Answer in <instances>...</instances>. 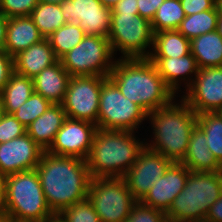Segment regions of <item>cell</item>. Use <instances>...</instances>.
<instances>
[{"mask_svg": "<svg viewBox=\"0 0 222 222\" xmlns=\"http://www.w3.org/2000/svg\"><path fill=\"white\" fill-rule=\"evenodd\" d=\"M35 170L54 214L87 198L91 176L85 159L44 151Z\"/></svg>", "mask_w": 222, "mask_h": 222, "instance_id": "obj_1", "label": "cell"}, {"mask_svg": "<svg viewBox=\"0 0 222 222\" xmlns=\"http://www.w3.org/2000/svg\"><path fill=\"white\" fill-rule=\"evenodd\" d=\"M108 77L147 114L168 106L176 96L149 58L117 59Z\"/></svg>", "mask_w": 222, "mask_h": 222, "instance_id": "obj_2", "label": "cell"}, {"mask_svg": "<svg viewBox=\"0 0 222 222\" xmlns=\"http://www.w3.org/2000/svg\"><path fill=\"white\" fill-rule=\"evenodd\" d=\"M133 134V131L97 129L86 159L91 178L123 177L146 147Z\"/></svg>", "mask_w": 222, "mask_h": 222, "instance_id": "obj_3", "label": "cell"}, {"mask_svg": "<svg viewBox=\"0 0 222 222\" xmlns=\"http://www.w3.org/2000/svg\"><path fill=\"white\" fill-rule=\"evenodd\" d=\"M180 101L181 105L172 101L147 114L153 125L154 140L152 144L146 142V147L174 163L184 159L190 134L197 124V114L183 99Z\"/></svg>", "mask_w": 222, "mask_h": 222, "instance_id": "obj_4", "label": "cell"}, {"mask_svg": "<svg viewBox=\"0 0 222 222\" xmlns=\"http://www.w3.org/2000/svg\"><path fill=\"white\" fill-rule=\"evenodd\" d=\"M0 212L13 222H45L54 214L46 203L35 169L5 176Z\"/></svg>", "mask_w": 222, "mask_h": 222, "instance_id": "obj_5", "label": "cell"}, {"mask_svg": "<svg viewBox=\"0 0 222 222\" xmlns=\"http://www.w3.org/2000/svg\"><path fill=\"white\" fill-rule=\"evenodd\" d=\"M222 195V172L190 171L184 189L165 212L173 222H204L211 205Z\"/></svg>", "mask_w": 222, "mask_h": 222, "instance_id": "obj_6", "label": "cell"}, {"mask_svg": "<svg viewBox=\"0 0 222 222\" xmlns=\"http://www.w3.org/2000/svg\"><path fill=\"white\" fill-rule=\"evenodd\" d=\"M154 33L151 22L139 14H111L108 40L112 49L121 51V58H148L153 46Z\"/></svg>", "mask_w": 222, "mask_h": 222, "instance_id": "obj_7", "label": "cell"}, {"mask_svg": "<svg viewBox=\"0 0 222 222\" xmlns=\"http://www.w3.org/2000/svg\"><path fill=\"white\" fill-rule=\"evenodd\" d=\"M147 113L126 98L117 85L107 77L101 85L97 128L135 132Z\"/></svg>", "mask_w": 222, "mask_h": 222, "instance_id": "obj_8", "label": "cell"}, {"mask_svg": "<svg viewBox=\"0 0 222 222\" xmlns=\"http://www.w3.org/2000/svg\"><path fill=\"white\" fill-rule=\"evenodd\" d=\"M113 55L108 37L86 35L60 61L71 77H108L115 63Z\"/></svg>", "mask_w": 222, "mask_h": 222, "instance_id": "obj_9", "label": "cell"}, {"mask_svg": "<svg viewBox=\"0 0 222 222\" xmlns=\"http://www.w3.org/2000/svg\"><path fill=\"white\" fill-rule=\"evenodd\" d=\"M87 198L101 222H125L137 202L122 177L91 178Z\"/></svg>", "mask_w": 222, "mask_h": 222, "instance_id": "obj_10", "label": "cell"}, {"mask_svg": "<svg viewBox=\"0 0 222 222\" xmlns=\"http://www.w3.org/2000/svg\"><path fill=\"white\" fill-rule=\"evenodd\" d=\"M107 77L73 76L62 102L66 116L97 125L101 85Z\"/></svg>", "mask_w": 222, "mask_h": 222, "instance_id": "obj_11", "label": "cell"}, {"mask_svg": "<svg viewBox=\"0 0 222 222\" xmlns=\"http://www.w3.org/2000/svg\"><path fill=\"white\" fill-rule=\"evenodd\" d=\"M194 79L188 78L182 99L196 114L222 110V66L198 70Z\"/></svg>", "mask_w": 222, "mask_h": 222, "instance_id": "obj_12", "label": "cell"}, {"mask_svg": "<svg viewBox=\"0 0 222 222\" xmlns=\"http://www.w3.org/2000/svg\"><path fill=\"white\" fill-rule=\"evenodd\" d=\"M60 8L66 23H77L86 35L108 37L111 9L99 0H65Z\"/></svg>", "mask_w": 222, "mask_h": 222, "instance_id": "obj_13", "label": "cell"}, {"mask_svg": "<svg viewBox=\"0 0 222 222\" xmlns=\"http://www.w3.org/2000/svg\"><path fill=\"white\" fill-rule=\"evenodd\" d=\"M173 163L164 155L145 147L122 178L134 199L141 201L154 186V182L158 181Z\"/></svg>", "mask_w": 222, "mask_h": 222, "instance_id": "obj_14", "label": "cell"}, {"mask_svg": "<svg viewBox=\"0 0 222 222\" xmlns=\"http://www.w3.org/2000/svg\"><path fill=\"white\" fill-rule=\"evenodd\" d=\"M97 129L92 122L67 117L47 152L86 160Z\"/></svg>", "mask_w": 222, "mask_h": 222, "instance_id": "obj_15", "label": "cell"}, {"mask_svg": "<svg viewBox=\"0 0 222 222\" xmlns=\"http://www.w3.org/2000/svg\"><path fill=\"white\" fill-rule=\"evenodd\" d=\"M44 150L27 134L0 143V172L10 175L34 170L41 160Z\"/></svg>", "mask_w": 222, "mask_h": 222, "instance_id": "obj_16", "label": "cell"}, {"mask_svg": "<svg viewBox=\"0 0 222 222\" xmlns=\"http://www.w3.org/2000/svg\"><path fill=\"white\" fill-rule=\"evenodd\" d=\"M190 170L182 163H173L166 173L140 201L142 204L166 212L177 195L184 189Z\"/></svg>", "mask_w": 222, "mask_h": 222, "instance_id": "obj_17", "label": "cell"}, {"mask_svg": "<svg viewBox=\"0 0 222 222\" xmlns=\"http://www.w3.org/2000/svg\"><path fill=\"white\" fill-rule=\"evenodd\" d=\"M13 60L14 72L32 79L59 61L47 38L19 52Z\"/></svg>", "mask_w": 222, "mask_h": 222, "instance_id": "obj_18", "label": "cell"}, {"mask_svg": "<svg viewBox=\"0 0 222 222\" xmlns=\"http://www.w3.org/2000/svg\"><path fill=\"white\" fill-rule=\"evenodd\" d=\"M43 39L30 16L7 18L4 50L11 57Z\"/></svg>", "mask_w": 222, "mask_h": 222, "instance_id": "obj_19", "label": "cell"}, {"mask_svg": "<svg viewBox=\"0 0 222 222\" xmlns=\"http://www.w3.org/2000/svg\"><path fill=\"white\" fill-rule=\"evenodd\" d=\"M206 141L204 131L196 124L190 134L187 152L180 163L194 172H221L222 165L209 150Z\"/></svg>", "mask_w": 222, "mask_h": 222, "instance_id": "obj_20", "label": "cell"}, {"mask_svg": "<svg viewBox=\"0 0 222 222\" xmlns=\"http://www.w3.org/2000/svg\"><path fill=\"white\" fill-rule=\"evenodd\" d=\"M70 77L59 60L33 78L34 92L51 104H62Z\"/></svg>", "mask_w": 222, "mask_h": 222, "instance_id": "obj_21", "label": "cell"}, {"mask_svg": "<svg viewBox=\"0 0 222 222\" xmlns=\"http://www.w3.org/2000/svg\"><path fill=\"white\" fill-rule=\"evenodd\" d=\"M66 118L61 104H51L41 116L26 127V133L47 151Z\"/></svg>", "mask_w": 222, "mask_h": 222, "instance_id": "obj_22", "label": "cell"}, {"mask_svg": "<svg viewBox=\"0 0 222 222\" xmlns=\"http://www.w3.org/2000/svg\"><path fill=\"white\" fill-rule=\"evenodd\" d=\"M155 65L159 75L163 78L165 84L174 92L178 91L179 81H183L191 74L198 73V66L192 53L181 57H148ZM185 75V76H184Z\"/></svg>", "mask_w": 222, "mask_h": 222, "instance_id": "obj_23", "label": "cell"}, {"mask_svg": "<svg viewBox=\"0 0 222 222\" xmlns=\"http://www.w3.org/2000/svg\"><path fill=\"white\" fill-rule=\"evenodd\" d=\"M190 48L199 69L222 66V35L216 30L191 39Z\"/></svg>", "mask_w": 222, "mask_h": 222, "instance_id": "obj_24", "label": "cell"}, {"mask_svg": "<svg viewBox=\"0 0 222 222\" xmlns=\"http://www.w3.org/2000/svg\"><path fill=\"white\" fill-rule=\"evenodd\" d=\"M153 49L149 57L178 58L191 52L190 40L178 30H164L154 33Z\"/></svg>", "mask_w": 222, "mask_h": 222, "instance_id": "obj_25", "label": "cell"}, {"mask_svg": "<svg viewBox=\"0 0 222 222\" xmlns=\"http://www.w3.org/2000/svg\"><path fill=\"white\" fill-rule=\"evenodd\" d=\"M34 92L33 79L13 73L6 86L0 91L5 113L15 112Z\"/></svg>", "mask_w": 222, "mask_h": 222, "instance_id": "obj_26", "label": "cell"}, {"mask_svg": "<svg viewBox=\"0 0 222 222\" xmlns=\"http://www.w3.org/2000/svg\"><path fill=\"white\" fill-rule=\"evenodd\" d=\"M30 17L44 38H48L54 31L66 22L60 4L39 2Z\"/></svg>", "mask_w": 222, "mask_h": 222, "instance_id": "obj_27", "label": "cell"}, {"mask_svg": "<svg viewBox=\"0 0 222 222\" xmlns=\"http://www.w3.org/2000/svg\"><path fill=\"white\" fill-rule=\"evenodd\" d=\"M197 125L204 131L206 143L216 160L222 165V115L220 112L197 114Z\"/></svg>", "mask_w": 222, "mask_h": 222, "instance_id": "obj_28", "label": "cell"}, {"mask_svg": "<svg viewBox=\"0 0 222 222\" xmlns=\"http://www.w3.org/2000/svg\"><path fill=\"white\" fill-rule=\"evenodd\" d=\"M218 11L216 5L200 13L186 16L177 30L187 39L191 40L207 32L216 30Z\"/></svg>", "mask_w": 222, "mask_h": 222, "instance_id": "obj_29", "label": "cell"}, {"mask_svg": "<svg viewBox=\"0 0 222 222\" xmlns=\"http://www.w3.org/2000/svg\"><path fill=\"white\" fill-rule=\"evenodd\" d=\"M85 36L86 34L77 23H65L47 39L55 55L60 60L72 48L78 45Z\"/></svg>", "mask_w": 222, "mask_h": 222, "instance_id": "obj_30", "label": "cell"}, {"mask_svg": "<svg viewBox=\"0 0 222 222\" xmlns=\"http://www.w3.org/2000/svg\"><path fill=\"white\" fill-rule=\"evenodd\" d=\"M186 17L180 0H165L151 21L153 33L164 30H177Z\"/></svg>", "mask_w": 222, "mask_h": 222, "instance_id": "obj_31", "label": "cell"}, {"mask_svg": "<svg viewBox=\"0 0 222 222\" xmlns=\"http://www.w3.org/2000/svg\"><path fill=\"white\" fill-rule=\"evenodd\" d=\"M51 105L42 95L35 92L12 115L25 127L41 116Z\"/></svg>", "mask_w": 222, "mask_h": 222, "instance_id": "obj_32", "label": "cell"}, {"mask_svg": "<svg viewBox=\"0 0 222 222\" xmlns=\"http://www.w3.org/2000/svg\"><path fill=\"white\" fill-rule=\"evenodd\" d=\"M59 214L66 222H101L88 198L64 208Z\"/></svg>", "mask_w": 222, "mask_h": 222, "instance_id": "obj_33", "label": "cell"}, {"mask_svg": "<svg viewBox=\"0 0 222 222\" xmlns=\"http://www.w3.org/2000/svg\"><path fill=\"white\" fill-rule=\"evenodd\" d=\"M39 0H0V12L7 18L30 16Z\"/></svg>", "mask_w": 222, "mask_h": 222, "instance_id": "obj_34", "label": "cell"}, {"mask_svg": "<svg viewBox=\"0 0 222 222\" xmlns=\"http://www.w3.org/2000/svg\"><path fill=\"white\" fill-rule=\"evenodd\" d=\"M166 220L165 212L137 201L125 222H165Z\"/></svg>", "mask_w": 222, "mask_h": 222, "instance_id": "obj_35", "label": "cell"}, {"mask_svg": "<svg viewBox=\"0 0 222 222\" xmlns=\"http://www.w3.org/2000/svg\"><path fill=\"white\" fill-rule=\"evenodd\" d=\"M26 127L23 126L12 114L5 113L0 120V143L23 136Z\"/></svg>", "mask_w": 222, "mask_h": 222, "instance_id": "obj_36", "label": "cell"}, {"mask_svg": "<svg viewBox=\"0 0 222 222\" xmlns=\"http://www.w3.org/2000/svg\"><path fill=\"white\" fill-rule=\"evenodd\" d=\"M14 73V60L4 49L0 50V91Z\"/></svg>", "mask_w": 222, "mask_h": 222, "instance_id": "obj_37", "label": "cell"}, {"mask_svg": "<svg viewBox=\"0 0 222 222\" xmlns=\"http://www.w3.org/2000/svg\"><path fill=\"white\" fill-rule=\"evenodd\" d=\"M186 16L212 9L216 0H180Z\"/></svg>", "mask_w": 222, "mask_h": 222, "instance_id": "obj_38", "label": "cell"}, {"mask_svg": "<svg viewBox=\"0 0 222 222\" xmlns=\"http://www.w3.org/2000/svg\"><path fill=\"white\" fill-rule=\"evenodd\" d=\"M164 1L165 0H137L138 14L151 22L158 10V7Z\"/></svg>", "mask_w": 222, "mask_h": 222, "instance_id": "obj_39", "label": "cell"}, {"mask_svg": "<svg viewBox=\"0 0 222 222\" xmlns=\"http://www.w3.org/2000/svg\"><path fill=\"white\" fill-rule=\"evenodd\" d=\"M137 0H119L111 8V14H138Z\"/></svg>", "mask_w": 222, "mask_h": 222, "instance_id": "obj_40", "label": "cell"}, {"mask_svg": "<svg viewBox=\"0 0 222 222\" xmlns=\"http://www.w3.org/2000/svg\"><path fill=\"white\" fill-rule=\"evenodd\" d=\"M204 222H222V195L211 205Z\"/></svg>", "mask_w": 222, "mask_h": 222, "instance_id": "obj_41", "label": "cell"}, {"mask_svg": "<svg viewBox=\"0 0 222 222\" xmlns=\"http://www.w3.org/2000/svg\"><path fill=\"white\" fill-rule=\"evenodd\" d=\"M7 27V17L0 12V50L5 46V34Z\"/></svg>", "mask_w": 222, "mask_h": 222, "instance_id": "obj_42", "label": "cell"}, {"mask_svg": "<svg viewBox=\"0 0 222 222\" xmlns=\"http://www.w3.org/2000/svg\"><path fill=\"white\" fill-rule=\"evenodd\" d=\"M5 176L0 172V206L4 199Z\"/></svg>", "mask_w": 222, "mask_h": 222, "instance_id": "obj_43", "label": "cell"}, {"mask_svg": "<svg viewBox=\"0 0 222 222\" xmlns=\"http://www.w3.org/2000/svg\"><path fill=\"white\" fill-rule=\"evenodd\" d=\"M45 222H66L60 214H53Z\"/></svg>", "mask_w": 222, "mask_h": 222, "instance_id": "obj_44", "label": "cell"}, {"mask_svg": "<svg viewBox=\"0 0 222 222\" xmlns=\"http://www.w3.org/2000/svg\"><path fill=\"white\" fill-rule=\"evenodd\" d=\"M103 5L108 8H112L115 4L118 3L119 0H99Z\"/></svg>", "mask_w": 222, "mask_h": 222, "instance_id": "obj_45", "label": "cell"}, {"mask_svg": "<svg viewBox=\"0 0 222 222\" xmlns=\"http://www.w3.org/2000/svg\"><path fill=\"white\" fill-rule=\"evenodd\" d=\"M216 31L222 35V14L218 13Z\"/></svg>", "mask_w": 222, "mask_h": 222, "instance_id": "obj_46", "label": "cell"}, {"mask_svg": "<svg viewBox=\"0 0 222 222\" xmlns=\"http://www.w3.org/2000/svg\"><path fill=\"white\" fill-rule=\"evenodd\" d=\"M4 114H5V109H4L3 99L0 94V120L3 118Z\"/></svg>", "mask_w": 222, "mask_h": 222, "instance_id": "obj_47", "label": "cell"}, {"mask_svg": "<svg viewBox=\"0 0 222 222\" xmlns=\"http://www.w3.org/2000/svg\"><path fill=\"white\" fill-rule=\"evenodd\" d=\"M0 222H13L6 214L0 212Z\"/></svg>", "mask_w": 222, "mask_h": 222, "instance_id": "obj_48", "label": "cell"}, {"mask_svg": "<svg viewBox=\"0 0 222 222\" xmlns=\"http://www.w3.org/2000/svg\"><path fill=\"white\" fill-rule=\"evenodd\" d=\"M65 0H39V2L43 3H55V4H61Z\"/></svg>", "mask_w": 222, "mask_h": 222, "instance_id": "obj_49", "label": "cell"}, {"mask_svg": "<svg viewBox=\"0 0 222 222\" xmlns=\"http://www.w3.org/2000/svg\"><path fill=\"white\" fill-rule=\"evenodd\" d=\"M216 8L218 13L222 14V0H216Z\"/></svg>", "mask_w": 222, "mask_h": 222, "instance_id": "obj_50", "label": "cell"}]
</instances>
